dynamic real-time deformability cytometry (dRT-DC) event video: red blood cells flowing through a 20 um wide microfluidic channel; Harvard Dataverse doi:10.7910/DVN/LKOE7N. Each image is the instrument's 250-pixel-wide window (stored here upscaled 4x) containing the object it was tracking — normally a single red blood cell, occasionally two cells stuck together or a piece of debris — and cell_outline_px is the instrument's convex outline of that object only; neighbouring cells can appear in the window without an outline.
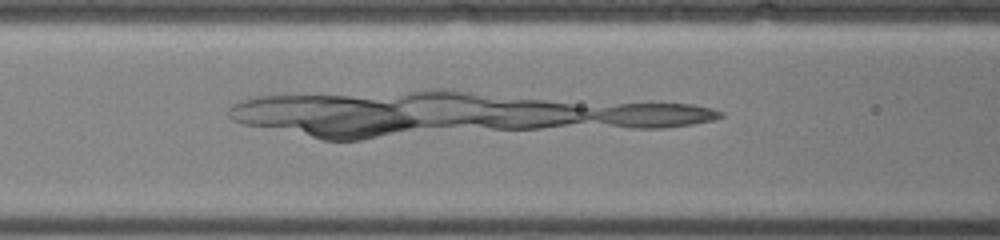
{"species": "common noctule bat (a hibernating species)", "species_latin": "Nyctalus noctula", "temperature_condition": "warm", "stored_images_in_passage": 5, "camera_frame_rate_fps": 3000, "um_per_image_px": 0.085, "animal": {"sex": "female", "body_mass_g": 19.0, "forearm_length_mm": 51.5}, "frame": {"image": 1, "passage_image": 3, "time_ms": 0.667, "image_size_px": [1000, 240], "cell_outline_px": [[648, 184], [640, 188], [540, 188], [516, 184], [516, 180], [536, 176], [640, 176]], "centroid_in_image_um": [49.59, 15.47], "position_along_channel_um": 117.0, "area_um2": 10.46}}